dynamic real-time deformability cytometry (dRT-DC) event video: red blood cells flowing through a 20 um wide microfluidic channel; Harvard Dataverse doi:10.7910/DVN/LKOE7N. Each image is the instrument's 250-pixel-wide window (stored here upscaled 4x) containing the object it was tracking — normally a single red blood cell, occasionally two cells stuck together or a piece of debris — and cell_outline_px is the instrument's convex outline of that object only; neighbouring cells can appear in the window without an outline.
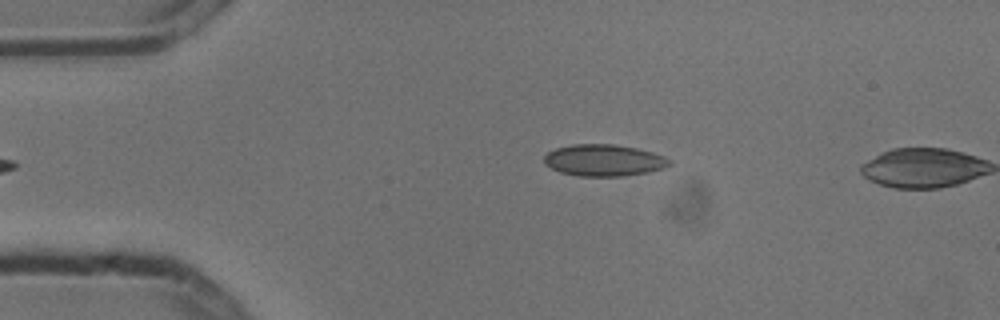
{"species": "common noctule bat (a hibernating species)", "species_latin": "Nyctalus noctula", "temperature_condition": "cold", "stored_images_in_passage": 4, "camera_frame_rate_fps": 3000, "um_per_image_px": 0.085, "animal": {"sex": "male", "body_mass_g": 13.3}, "frame": {"image": 1, "passage_image": 4, "time_ms": 1.0, "image_size_px": [1000, 320], "cell_outline_px": [[672, 164], [664, 168], [648, 172], [624, 176], [576, 176], [560, 172], [544, 164], [544, 156], [548, 152], [556, 148], [572, 144], [616, 144], [636, 148], [652, 152], [664, 156], [672, 160]], "centroid_in_image_um": [51.34, 13.62], "position_along_channel_um": 33.7, "area_um2": 23.29}}